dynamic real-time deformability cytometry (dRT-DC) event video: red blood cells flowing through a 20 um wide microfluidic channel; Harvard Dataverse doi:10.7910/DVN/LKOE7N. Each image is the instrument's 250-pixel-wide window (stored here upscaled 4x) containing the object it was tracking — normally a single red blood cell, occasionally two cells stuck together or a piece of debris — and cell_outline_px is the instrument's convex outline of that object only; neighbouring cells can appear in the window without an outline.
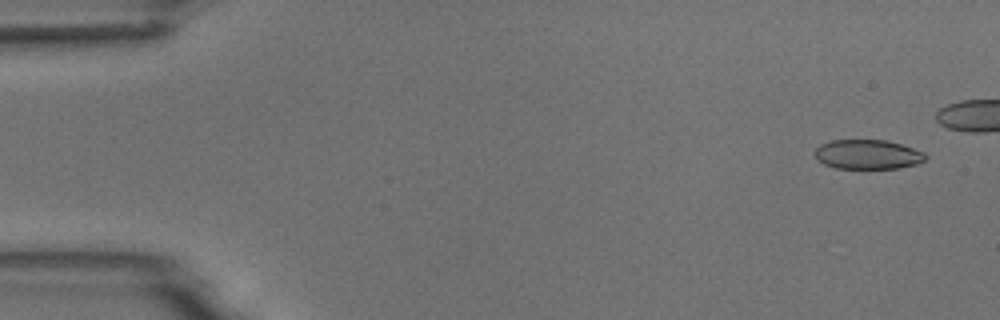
{"species": "common noctule bat (a hibernating species)", "species_latin": "Nyctalus noctula", "temperature_condition": "room temperature", "stored_images_in_passage": 6, "camera_frame_rate_fps": 3000, "um_per_image_px": 0.085, "animal": {"sex": "male", "body_mass_g": 18.8}, "frame": {"image": 1, "passage_image": 1, "time_ms": 0.0, "image_size_px": [1000, 320], "cell_outline_px": [[928, 156], [924, 160], [916, 164], [900, 168], [836, 168], [824, 164], [816, 160], [816, 148], [820, 144], [832, 140], [884, 140], [900, 144], [924, 152]], "centroid_in_image_um": [73.75, 13.13], "position_along_channel_um": 11.3, "area_um2": 18.9}}
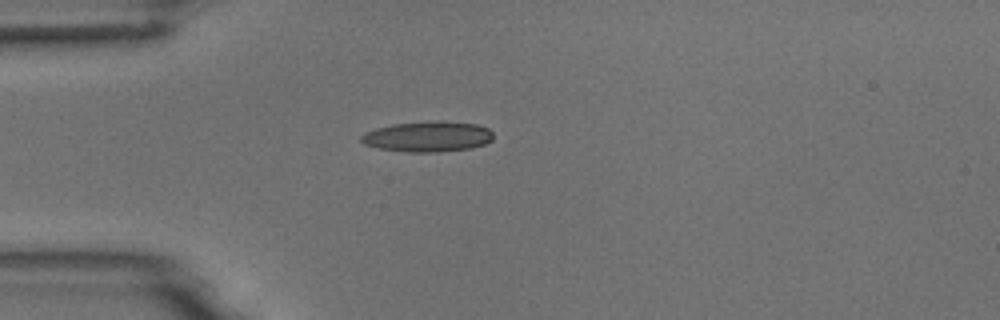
{"frame": {"image": 2, "passage_image": 5, "time_ms": 5.667, "image_size_px": [1000, 320], "cell_outline_px": [[492, 140], [484, 144], [472, 148], [436, 152], [408, 152], [376, 148], [364, 144], [360, 140], [360, 136], [364, 132], [376, 128], [392, 124], [440, 120], [476, 124], [488, 128], [492, 132]], "centroid_in_image_um": [36.33, 11.6], "position_along_channel_um": 48.7, "area_um2": 23.64}}